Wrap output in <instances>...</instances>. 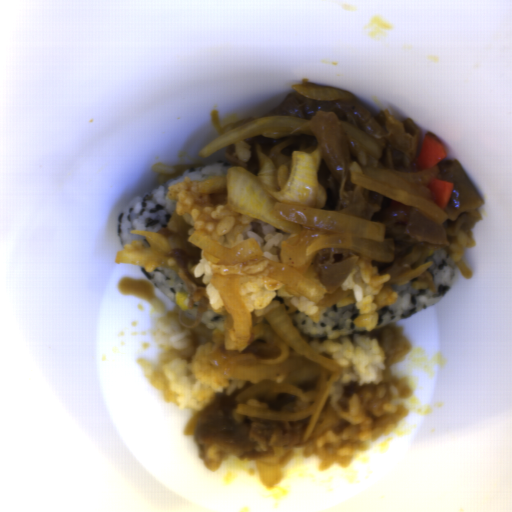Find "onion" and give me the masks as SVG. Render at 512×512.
I'll use <instances>...</instances> for the list:
<instances>
[{"label": "onion", "instance_id": "1", "mask_svg": "<svg viewBox=\"0 0 512 512\" xmlns=\"http://www.w3.org/2000/svg\"><path fill=\"white\" fill-rule=\"evenodd\" d=\"M258 161L257 173L230 167L224 176L199 183L197 190L210 194L226 189L230 208L288 234L279 246L280 262L268 263L265 276L282 283L287 292L317 303L323 289L305 271L322 249H351L394 261L395 240H385L383 224L323 210L327 194L318 175L322 147L312 153L293 151L282 167L260 153Z\"/></svg>", "mask_w": 512, "mask_h": 512}, {"label": "onion", "instance_id": "2", "mask_svg": "<svg viewBox=\"0 0 512 512\" xmlns=\"http://www.w3.org/2000/svg\"><path fill=\"white\" fill-rule=\"evenodd\" d=\"M212 285L232 316L235 336L254 342L264 339L279 347L276 359H263L253 366H239L230 371L231 377L256 382L243 390L237 400L244 401L260 392H284L313 404L301 413H280L238 403L242 414L273 420H300L310 417L303 441H308L335 381L341 375L338 362L326 360L309 347L298 331L284 304L264 316L265 324H254L247 311L234 277L214 275Z\"/></svg>", "mask_w": 512, "mask_h": 512}, {"label": "onion", "instance_id": "3", "mask_svg": "<svg viewBox=\"0 0 512 512\" xmlns=\"http://www.w3.org/2000/svg\"><path fill=\"white\" fill-rule=\"evenodd\" d=\"M438 167L406 172L397 169L350 166L351 182L364 188L379 192L388 198L412 206L422 215L436 223L447 220L448 214L434 201L429 186L432 178H437Z\"/></svg>", "mask_w": 512, "mask_h": 512}, {"label": "onion", "instance_id": "4", "mask_svg": "<svg viewBox=\"0 0 512 512\" xmlns=\"http://www.w3.org/2000/svg\"><path fill=\"white\" fill-rule=\"evenodd\" d=\"M308 119L288 115H272L260 117L223 133L198 153L203 158L212 156L224 147L255 136L274 138L281 136H312Z\"/></svg>", "mask_w": 512, "mask_h": 512}, {"label": "onion", "instance_id": "5", "mask_svg": "<svg viewBox=\"0 0 512 512\" xmlns=\"http://www.w3.org/2000/svg\"><path fill=\"white\" fill-rule=\"evenodd\" d=\"M131 234L143 236L149 248L138 251L123 249L115 257L116 263H130L140 266H162L172 272L180 270L176 258L169 256L171 251L165 234L141 230H131Z\"/></svg>", "mask_w": 512, "mask_h": 512}, {"label": "onion", "instance_id": "6", "mask_svg": "<svg viewBox=\"0 0 512 512\" xmlns=\"http://www.w3.org/2000/svg\"><path fill=\"white\" fill-rule=\"evenodd\" d=\"M188 241L202 251L201 256L211 264H234L255 257H263L264 253L255 238H248L237 247L226 249L199 233H192Z\"/></svg>", "mask_w": 512, "mask_h": 512}, {"label": "onion", "instance_id": "7", "mask_svg": "<svg viewBox=\"0 0 512 512\" xmlns=\"http://www.w3.org/2000/svg\"><path fill=\"white\" fill-rule=\"evenodd\" d=\"M341 123L348 136L354 139L362 147L367 155L376 159L383 157V148L376 139L354 126H351L343 121Z\"/></svg>", "mask_w": 512, "mask_h": 512}, {"label": "onion", "instance_id": "8", "mask_svg": "<svg viewBox=\"0 0 512 512\" xmlns=\"http://www.w3.org/2000/svg\"><path fill=\"white\" fill-rule=\"evenodd\" d=\"M291 88L308 97L315 100H332V99H352V94L342 89L333 88H309L304 87L301 83L291 85Z\"/></svg>", "mask_w": 512, "mask_h": 512}, {"label": "onion", "instance_id": "9", "mask_svg": "<svg viewBox=\"0 0 512 512\" xmlns=\"http://www.w3.org/2000/svg\"><path fill=\"white\" fill-rule=\"evenodd\" d=\"M259 483L264 488H273L283 478V470L281 466L269 465L261 460L255 459Z\"/></svg>", "mask_w": 512, "mask_h": 512}, {"label": "onion", "instance_id": "10", "mask_svg": "<svg viewBox=\"0 0 512 512\" xmlns=\"http://www.w3.org/2000/svg\"><path fill=\"white\" fill-rule=\"evenodd\" d=\"M433 263L434 261L425 263L411 272L396 277L393 281L395 282V284H401L411 279H414L417 276L423 275L430 267L433 266Z\"/></svg>", "mask_w": 512, "mask_h": 512}, {"label": "onion", "instance_id": "11", "mask_svg": "<svg viewBox=\"0 0 512 512\" xmlns=\"http://www.w3.org/2000/svg\"><path fill=\"white\" fill-rule=\"evenodd\" d=\"M197 418L198 415L194 412L183 430V435H195V425Z\"/></svg>", "mask_w": 512, "mask_h": 512}]
</instances>
